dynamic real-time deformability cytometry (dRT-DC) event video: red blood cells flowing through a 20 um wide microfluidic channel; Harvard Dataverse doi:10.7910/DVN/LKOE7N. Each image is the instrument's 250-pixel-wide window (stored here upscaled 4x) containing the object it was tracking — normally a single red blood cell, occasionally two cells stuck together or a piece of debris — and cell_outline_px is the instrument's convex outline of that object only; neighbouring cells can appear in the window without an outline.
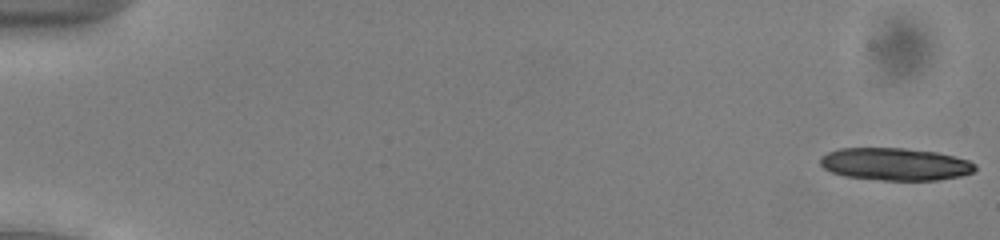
{"species": "common noctule bat (a hibernating species)", "species_latin": "Nyctalus noctula", "temperature_condition": "cold", "stored_images_in_passage": 54, "camera_frame_rate_fps": 3000, "um_per_image_px": 0.085, "animal": {"sex": "male", "body_mass_g": 13.0, "forearm_length_mm": 53.1}, "frame": {"image": 1, "passage_image": 1, "time_ms": 0.0, "image_size_px": [1000, 240], "cell_outline_px": [[976, 168], [972, 172], [960, 176], [936, 180], [880, 180], [844, 176], [832, 172], [824, 168], [820, 164], [820, 156], [828, 152], [840, 148], [904, 148], [936, 152], [968, 160], [976, 164]], "centroid_in_image_um": [76.06, 13.95], "position_along_channel_um": 8.9, "area_um2": 29.25}}
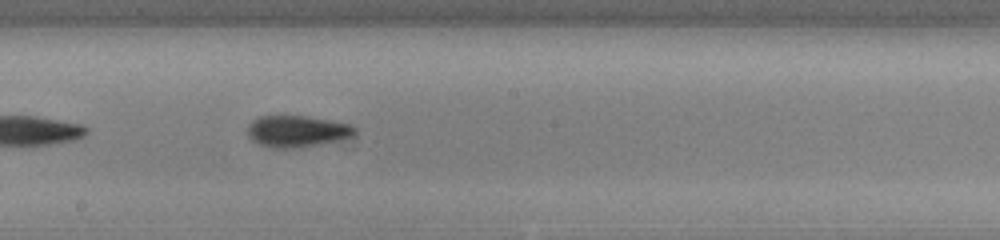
{"frame": {"image": 2, "passage_image": 31, "time_ms": 10.0, "image_size_px": [1000, 240], "cell_outline_px": [[356, 132], [352, 136], [316, 144], [292, 148], [272, 148], [260, 144], [252, 140], [248, 136], [248, 124], [252, 120], [260, 116], [308, 116], [348, 124], [356, 128]], "centroid_in_image_um": [25.18, 11.14], "position_along_channel_um": 223.0, "area_um2": 19.31}}
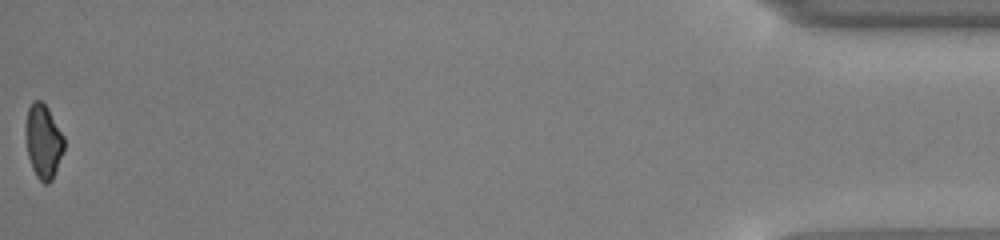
{"frame": {"image": 3, "passage_image": 54, "time_ms": 17.667, "image_size_px": [1000, 240], "cell_outline_px": [[64, 148], [52, 180], [48, 184], [44, 184], [36, 176], [32, 168], [28, 156], [24, 136], [24, 124], [28, 108], [32, 100], [40, 100], [48, 108], [64, 136]], "centroid_in_image_um": [3.65, 11.99], "position_along_channel_um": 431.6, "area_um2": 16.82}, "authors_computed_cell_mechanics": {"area_um2": 19.4497, "velocity_mm_per_s": 3.916, "shape_relaxation_time_tau1_ms": 2.5285, "shape_relaxation_time_tau2_ms": 2.36, "deformation_change_tau1": 0.1062, "deformation_change_tau2": 0.0816}}